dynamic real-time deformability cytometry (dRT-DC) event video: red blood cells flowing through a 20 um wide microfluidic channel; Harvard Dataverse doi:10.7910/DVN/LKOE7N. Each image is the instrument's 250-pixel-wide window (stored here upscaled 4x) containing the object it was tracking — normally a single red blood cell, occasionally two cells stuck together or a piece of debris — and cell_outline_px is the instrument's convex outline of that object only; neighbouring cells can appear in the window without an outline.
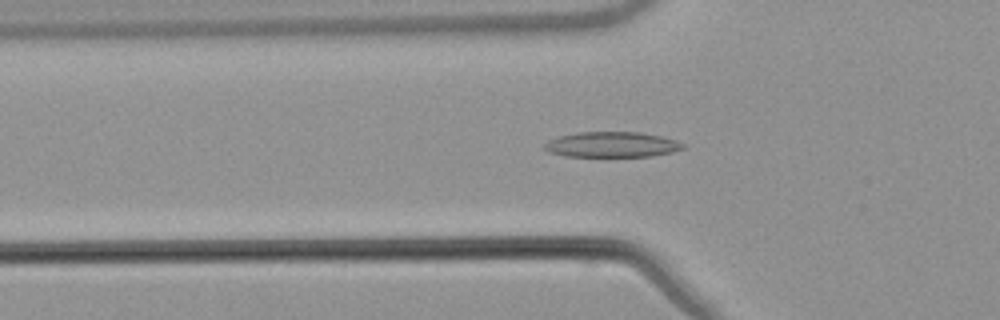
{"species": "common noctule bat (a hibernating species)", "species_latin": "Nyctalus noctula", "temperature_condition": "warm", "stored_images_in_passage": 53, "camera_frame_rate_fps": 3000, "um_per_image_px": 0.085, "animal": {"sex": "male", "body_mass_g": 21.5, "forearm_length_mm": 52.0}, "frame": {"image": 1, "passage_image": 18, "time_ms": 5.667, "image_size_px": [1000, 320], "cell_outline_px": [[684, 148], [672, 152], [652, 156], [564, 156], [548, 152], [544, 148], [544, 144], [548, 140], [560, 136], [580, 132], [640, 132], [660, 136], [684, 144]], "centroid_in_image_um": [51.97, 12.29], "position_along_channel_um": 73.8, "area_um2": 20.29}}
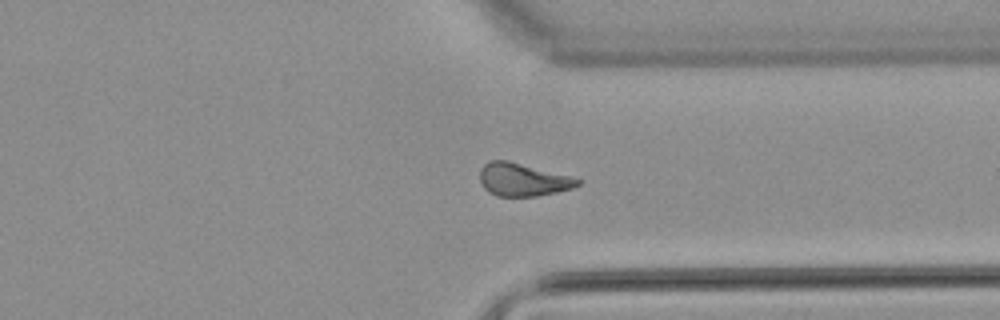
{"frame": {"image": 2, "passage_image": 41, "time_ms": 13.333, "image_size_px": [1000, 320], "cell_outline_px": [[580, 184], [572, 188], [556, 192], [536, 196], [496, 196], [488, 192], [484, 188], [480, 180], [480, 168], [488, 160], [508, 160], [568, 176], [580, 180]], "centroid_in_image_um": [44.37, 15.27], "position_along_channel_um": 367.0, "area_um2": 18.55}}
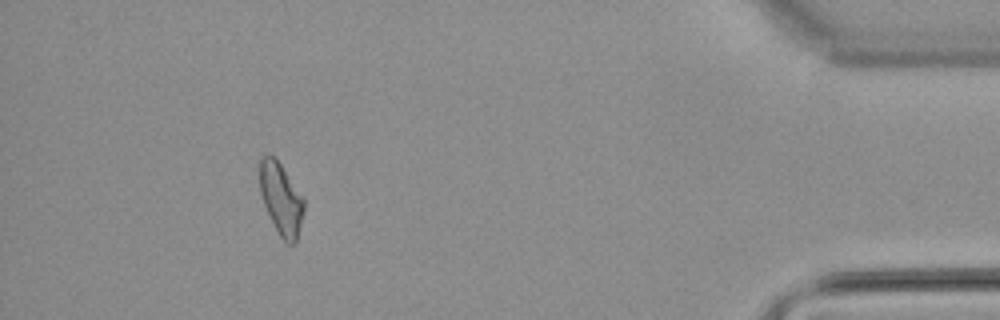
{"frame": {"image": 3, "passage_image": 49, "time_ms": 16.0, "image_size_px": [1000, 320], "cell_outline_px": [[304, 208], [296, 244], [288, 244], [280, 236], [264, 204], [260, 192], [260, 156], [272, 156], [280, 164], [304, 196]], "centroid_in_image_um": [23.91, 16.91], "position_along_channel_um": 411.3, "area_um2": 18.21}, "authors_computed_cell_mechanics": {"area_um2": 19.1318, "velocity_mm_per_s": 3.8133, "shape_relaxation_time_tau1_ms": null, "shape_relaxation_time_tau2_ms": 9.4624, "deformation_change_tau1": null, "deformation_change_tau2": 0.1906}}